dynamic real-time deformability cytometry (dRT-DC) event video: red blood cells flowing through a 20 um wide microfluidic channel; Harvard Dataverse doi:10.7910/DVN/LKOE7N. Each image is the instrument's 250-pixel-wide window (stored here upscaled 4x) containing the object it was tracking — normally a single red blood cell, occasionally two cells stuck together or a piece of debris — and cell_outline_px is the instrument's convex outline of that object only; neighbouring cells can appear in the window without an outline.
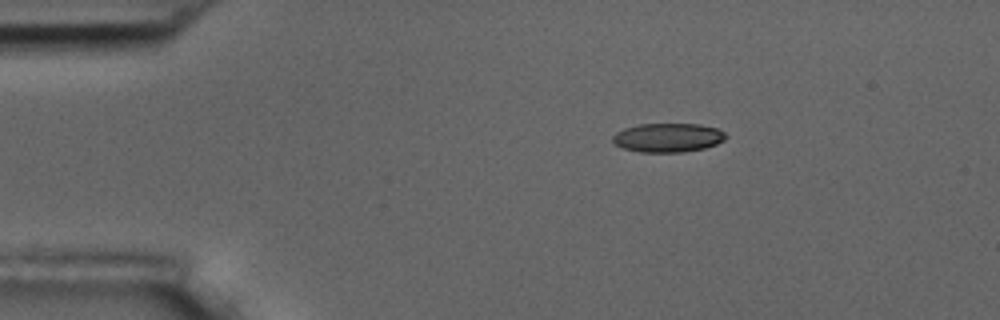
{"species": "common noctule bat (a hibernating species)", "species_latin": "Nyctalus noctula", "temperature_condition": "room temperature", "stored_images_in_passage": 3, "camera_frame_rate_fps": 3000, "um_per_image_px": 0.085, "animal": {"sex": "male", "body_mass_g": 17.5, "forearm_length_mm": 52.3}, "frame": {"image": 1, "passage_image": 1, "time_ms": 0.0, "image_size_px": [1000, 320], "cell_outline_px": [[728, 136], [724, 140], [716, 144], [704, 148], [684, 152], [640, 152], [624, 148], [616, 144], [612, 140], [612, 136], [616, 132], [624, 128], [640, 124], [700, 124], [716, 128], [724, 132]], "centroid_in_image_um": [56.78, 11.69], "position_along_channel_um": 28.2, "area_um2": 19.07}}
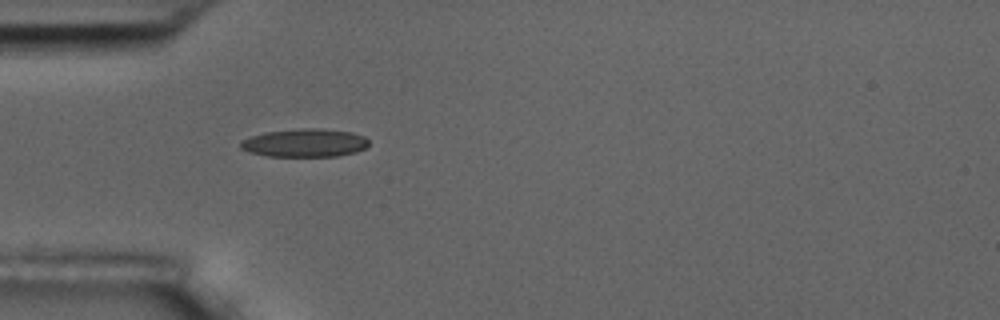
{"frame": {"image": 2, "passage_image": 3, "time_ms": 2.333, "image_size_px": [1000, 320], "cell_outline_px": [[368, 144], [364, 148], [356, 152], [336, 156], [268, 156], [248, 152], [240, 148], [240, 144], [244, 140], [252, 136], [264, 132], [300, 128], [316, 128], [352, 132], [364, 136], [368, 140]], "centroid_in_image_um": [25.9, 12.14], "position_along_channel_um": 59.1, "area_um2": 20.98}}